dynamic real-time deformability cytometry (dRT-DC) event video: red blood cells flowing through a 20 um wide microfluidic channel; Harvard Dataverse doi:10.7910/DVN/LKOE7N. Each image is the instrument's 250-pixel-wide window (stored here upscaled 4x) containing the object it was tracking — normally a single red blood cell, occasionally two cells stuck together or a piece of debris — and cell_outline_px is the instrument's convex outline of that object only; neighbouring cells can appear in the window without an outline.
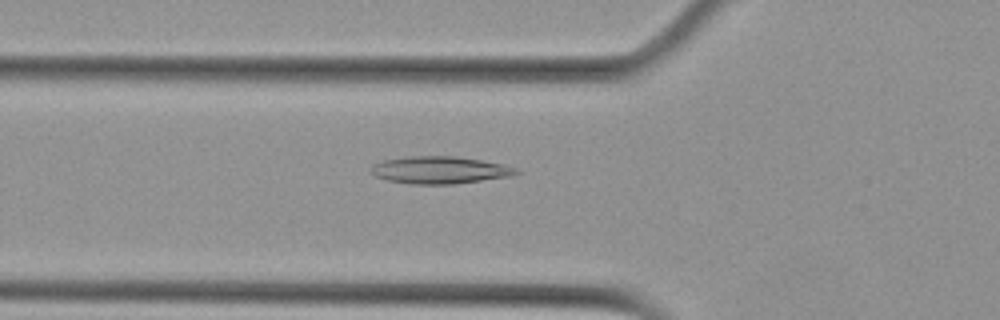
{"species": "Egyptian fruit bat (a non-hibernating species)", "species_latin": "Rousettus aegyptiacus", "temperature_condition": "cold", "stored_images_in_passage": 57, "camera_frame_rate_fps": 3000, "um_per_image_px": 0.085, "animal": {"sex": "female"}, "frame": {"image": 1, "passage_image": 20, "time_ms": 6.333, "image_size_px": [1000, 320], "cell_outline_px": [[520, 172], [516, 176], [452, 184], [412, 184], [388, 180], [376, 176], [368, 168], [372, 164], [384, 160], [408, 156], [456, 156], [504, 164], [516, 168]], "centroid_in_image_um": [37.41, 14.45], "position_along_channel_um": 88.4, "area_um2": 23.24}}
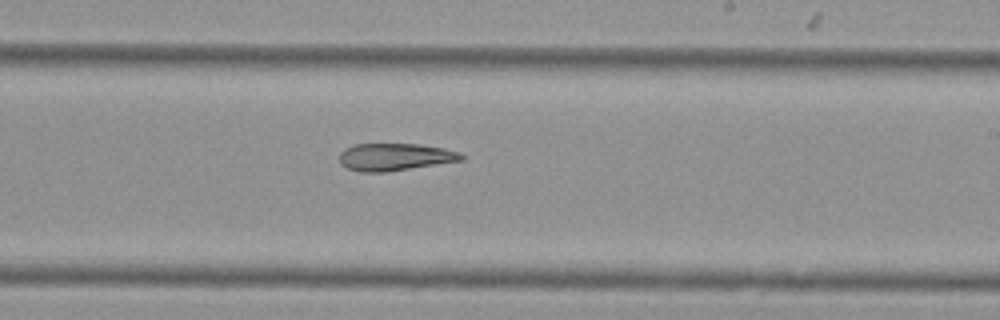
{"frame": {"image": 2, "passage_image": 34, "time_ms": 11.0, "image_size_px": [1000, 320], "cell_outline_px": [[464, 160], [384, 172], [360, 172], [348, 168], [340, 164], [340, 152], [344, 148], [352, 144], [420, 144], [444, 148], [460, 152], [464, 156]], "centroid_in_image_um": [33.55, 13.33], "position_along_channel_um": 255.4, "area_um2": 19.48}}
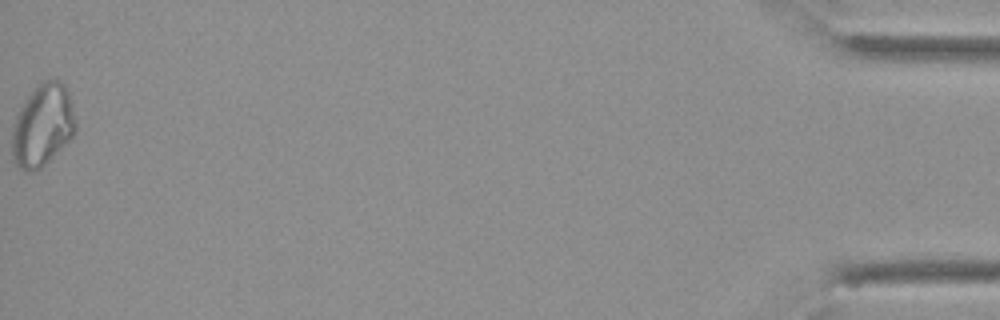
{"frame": {"image": 3, "passage_image": 57, "time_ms": 18.667, "image_size_px": [1000, 320], "cell_outline_px": [[76, 128], [72, 136], [40, 168], [28, 172], [24, 172], [12, 160], [12, 128], [16, 116], [20, 108], [28, 96], [40, 80], [60, 80], [64, 84], [68, 92], [72, 104], [76, 120]], "centroid_in_image_um": [3.61, 10.63], "position_along_channel_um": 431.6, "area_um2": 30.23}}